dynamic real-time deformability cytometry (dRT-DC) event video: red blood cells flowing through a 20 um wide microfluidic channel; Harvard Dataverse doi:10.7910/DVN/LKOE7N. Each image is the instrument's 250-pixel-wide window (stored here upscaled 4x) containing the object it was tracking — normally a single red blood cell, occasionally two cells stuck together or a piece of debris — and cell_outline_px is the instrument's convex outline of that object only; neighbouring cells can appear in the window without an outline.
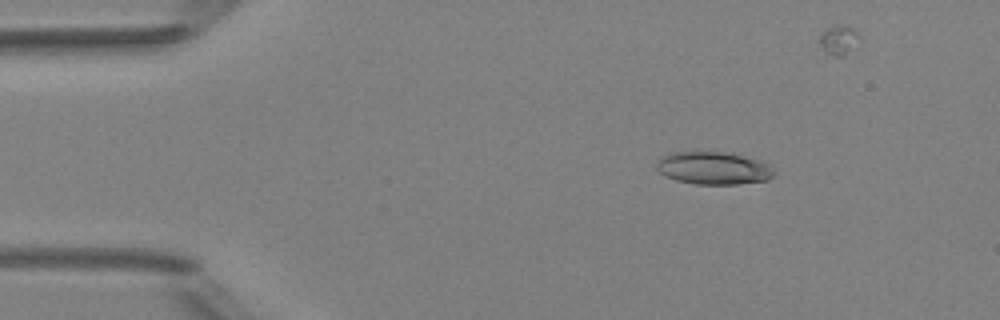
{"species": "Egyptian fruit bat (a non-hibernating species)", "species_latin": "Rousettus aegyptiacus", "temperature_condition": "room temperature", "stored_images_in_passage": 5, "camera_frame_rate_fps": 3000, "um_per_image_px": 0.085, "animal": {"sex": "female"}, "frame": {"image": 1, "passage_image": 2, "time_ms": 1.333, "image_size_px": [1000, 320], "cell_outline_px": [[776, 172], [768, 180], [736, 184], [696, 184], [676, 180], [664, 176], [656, 168], [656, 160], [672, 152], [724, 152], [764, 160]], "centroid_in_image_um": [60.66, 14.29], "position_along_channel_um": 24.3, "area_um2": 22.48}}
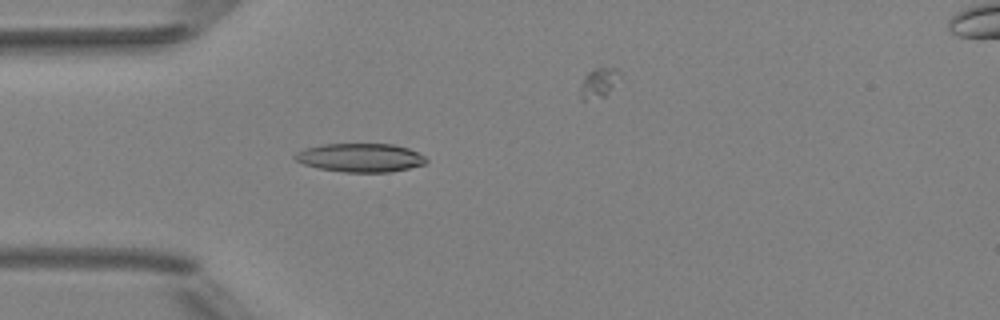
{"frame": {"image": 2, "passage_image": 4, "time_ms": 3.667, "image_size_px": [1000, 320], "cell_outline_px": [[428, 160], [424, 164], [408, 168], [388, 172], [344, 172], [320, 168], [304, 164], [296, 160], [292, 156], [296, 152], [304, 148], [324, 144], [392, 144], [408, 148], [424, 156]], "centroid_in_image_um": [30.6, 13.39], "position_along_channel_um": 54.4, "area_um2": 21.73}}